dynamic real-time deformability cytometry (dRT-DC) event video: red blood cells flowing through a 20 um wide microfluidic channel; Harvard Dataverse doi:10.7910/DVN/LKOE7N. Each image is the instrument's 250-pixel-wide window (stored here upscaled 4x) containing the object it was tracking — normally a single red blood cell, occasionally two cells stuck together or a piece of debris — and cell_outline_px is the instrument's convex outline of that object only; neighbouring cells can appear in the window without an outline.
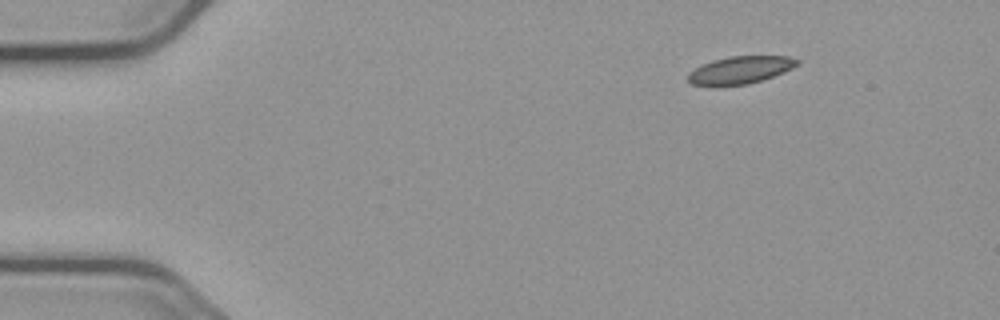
{"species": "common noctule bat (a hibernating species)", "species_latin": "Nyctalus noctula", "temperature_condition": "cold", "stored_images_in_passage": 9, "camera_frame_rate_fps": 3000, "um_per_image_px": 0.085, "animal": {"sex": "male", "body_mass_g": 23.1, "forearm_length_mm": 52.7}, "frame": {"image": 1, "passage_image": 1, "time_ms": 0.0, "image_size_px": [1000, 320], "cell_outline_px": [[800, 64], [784, 72], [748, 84], [716, 88], [712, 88], [692, 84], [688, 80], [688, 72], [712, 60], [728, 56], [788, 56], [800, 60]], "centroid_in_image_um": [62.88, 5.98], "position_along_channel_um": 22.1, "area_um2": 17.92}}